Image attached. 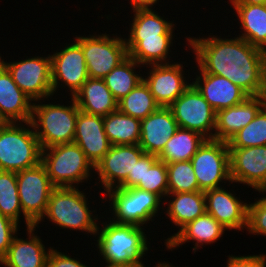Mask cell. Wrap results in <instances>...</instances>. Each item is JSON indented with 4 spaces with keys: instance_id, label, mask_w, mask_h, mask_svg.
<instances>
[{
    "instance_id": "6da1fadb",
    "label": "cell",
    "mask_w": 266,
    "mask_h": 267,
    "mask_svg": "<svg viewBox=\"0 0 266 267\" xmlns=\"http://www.w3.org/2000/svg\"><path fill=\"white\" fill-rule=\"evenodd\" d=\"M221 37L186 36L196 67L227 78L249 96L266 94V52L238 36Z\"/></svg>"
},
{
    "instance_id": "7a4b0ae2",
    "label": "cell",
    "mask_w": 266,
    "mask_h": 267,
    "mask_svg": "<svg viewBox=\"0 0 266 267\" xmlns=\"http://www.w3.org/2000/svg\"><path fill=\"white\" fill-rule=\"evenodd\" d=\"M107 219L99 223L95 235L97 240L94 239L99 256H102L107 265L144 264L142 259L150 248L145 228Z\"/></svg>"
},
{
    "instance_id": "3957f363",
    "label": "cell",
    "mask_w": 266,
    "mask_h": 267,
    "mask_svg": "<svg viewBox=\"0 0 266 267\" xmlns=\"http://www.w3.org/2000/svg\"><path fill=\"white\" fill-rule=\"evenodd\" d=\"M86 194L79 190V187H56L47 204L46 211L42 219L35 225L39 228V223L46 220L54 223L55 226L70 231L78 230L95 236L99 224L98 214L94 215L97 209L91 211L90 200ZM98 221V223H97Z\"/></svg>"
},
{
    "instance_id": "277c9868",
    "label": "cell",
    "mask_w": 266,
    "mask_h": 267,
    "mask_svg": "<svg viewBox=\"0 0 266 267\" xmlns=\"http://www.w3.org/2000/svg\"><path fill=\"white\" fill-rule=\"evenodd\" d=\"M70 98V105L67 106L53 102L45 104L44 99V104L41 100L33 102L30 122L42 149L74 141L79 107L75 99Z\"/></svg>"
},
{
    "instance_id": "5b68a950",
    "label": "cell",
    "mask_w": 266,
    "mask_h": 267,
    "mask_svg": "<svg viewBox=\"0 0 266 267\" xmlns=\"http://www.w3.org/2000/svg\"><path fill=\"white\" fill-rule=\"evenodd\" d=\"M41 153L31 122H9L0 128V171L34 167L41 162Z\"/></svg>"
},
{
    "instance_id": "8992f818",
    "label": "cell",
    "mask_w": 266,
    "mask_h": 267,
    "mask_svg": "<svg viewBox=\"0 0 266 267\" xmlns=\"http://www.w3.org/2000/svg\"><path fill=\"white\" fill-rule=\"evenodd\" d=\"M41 163L55 187H79L95 174V166L74 142L42 149Z\"/></svg>"
},
{
    "instance_id": "52a82bcc",
    "label": "cell",
    "mask_w": 266,
    "mask_h": 267,
    "mask_svg": "<svg viewBox=\"0 0 266 267\" xmlns=\"http://www.w3.org/2000/svg\"><path fill=\"white\" fill-rule=\"evenodd\" d=\"M102 194L108 197V200L106 197H104V200H106V203L108 201V206H110L108 209L113 212L111 214L113 217L109 220L119 224L145 227L148 222L154 221V217L158 216L156 215L158 211L160 209L163 211L164 207V201L158 195L136 187L112 188Z\"/></svg>"
},
{
    "instance_id": "ba28073f",
    "label": "cell",
    "mask_w": 266,
    "mask_h": 267,
    "mask_svg": "<svg viewBox=\"0 0 266 267\" xmlns=\"http://www.w3.org/2000/svg\"><path fill=\"white\" fill-rule=\"evenodd\" d=\"M111 35L94 33L73 38L83 50L90 78L103 79L128 56L124 37Z\"/></svg>"
},
{
    "instance_id": "9c48e42d",
    "label": "cell",
    "mask_w": 266,
    "mask_h": 267,
    "mask_svg": "<svg viewBox=\"0 0 266 267\" xmlns=\"http://www.w3.org/2000/svg\"><path fill=\"white\" fill-rule=\"evenodd\" d=\"M190 162L200 191L224 187L223 182L231 186L230 153L226 141L206 139Z\"/></svg>"
},
{
    "instance_id": "30bf717a",
    "label": "cell",
    "mask_w": 266,
    "mask_h": 267,
    "mask_svg": "<svg viewBox=\"0 0 266 267\" xmlns=\"http://www.w3.org/2000/svg\"><path fill=\"white\" fill-rule=\"evenodd\" d=\"M20 205L26 228L35 226L43 217L49 197L56 188L44 167L38 165L16 172Z\"/></svg>"
},
{
    "instance_id": "8fae6325",
    "label": "cell",
    "mask_w": 266,
    "mask_h": 267,
    "mask_svg": "<svg viewBox=\"0 0 266 267\" xmlns=\"http://www.w3.org/2000/svg\"><path fill=\"white\" fill-rule=\"evenodd\" d=\"M27 58L9 63L0 56V63L11 74L17 86L33 101L52 98L50 54Z\"/></svg>"
},
{
    "instance_id": "7c38bea8",
    "label": "cell",
    "mask_w": 266,
    "mask_h": 267,
    "mask_svg": "<svg viewBox=\"0 0 266 267\" xmlns=\"http://www.w3.org/2000/svg\"><path fill=\"white\" fill-rule=\"evenodd\" d=\"M178 126L214 138L216 111L191 84L170 106Z\"/></svg>"
},
{
    "instance_id": "4fadbf2b",
    "label": "cell",
    "mask_w": 266,
    "mask_h": 267,
    "mask_svg": "<svg viewBox=\"0 0 266 267\" xmlns=\"http://www.w3.org/2000/svg\"><path fill=\"white\" fill-rule=\"evenodd\" d=\"M50 57L53 95L59 88L67 87L73 97L89 78L81 46L76 41L66 43L63 49L53 52Z\"/></svg>"
},
{
    "instance_id": "5bb4252c",
    "label": "cell",
    "mask_w": 266,
    "mask_h": 267,
    "mask_svg": "<svg viewBox=\"0 0 266 267\" xmlns=\"http://www.w3.org/2000/svg\"><path fill=\"white\" fill-rule=\"evenodd\" d=\"M173 62L148 65L147 76L143 75V80L160 107H169L192 84L189 82L191 79H186L191 77L184 76L183 63Z\"/></svg>"
},
{
    "instance_id": "9a60e30c",
    "label": "cell",
    "mask_w": 266,
    "mask_h": 267,
    "mask_svg": "<svg viewBox=\"0 0 266 267\" xmlns=\"http://www.w3.org/2000/svg\"><path fill=\"white\" fill-rule=\"evenodd\" d=\"M145 152L138 145H111L109 151L95 165V174L98 180L96 186L104 189L103 192L119 187L128 174H132L135 163Z\"/></svg>"
},
{
    "instance_id": "2e32d148",
    "label": "cell",
    "mask_w": 266,
    "mask_h": 267,
    "mask_svg": "<svg viewBox=\"0 0 266 267\" xmlns=\"http://www.w3.org/2000/svg\"><path fill=\"white\" fill-rule=\"evenodd\" d=\"M229 153L232 184H244L260 192L266 185V145L229 148Z\"/></svg>"
},
{
    "instance_id": "e0dca14e",
    "label": "cell",
    "mask_w": 266,
    "mask_h": 267,
    "mask_svg": "<svg viewBox=\"0 0 266 267\" xmlns=\"http://www.w3.org/2000/svg\"><path fill=\"white\" fill-rule=\"evenodd\" d=\"M206 213L212 215L229 230H246L248 204L225 187L210 189L204 192Z\"/></svg>"
},
{
    "instance_id": "ac0fdd59",
    "label": "cell",
    "mask_w": 266,
    "mask_h": 267,
    "mask_svg": "<svg viewBox=\"0 0 266 267\" xmlns=\"http://www.w3.org/2000/svg\"><path fill=\"white\" fill-rule=\"evenodd\" d=\"M192 84L202 94L210 106L217 112L221 109L242 103L249 95L227 78L204 73L199 67ZM200 72V73H199Z\"/></svg>"
},
{
    "instance_id": "d6986e66",
    "label": "cell",
    "mask_w": 266,
    "mask_h": 267,
    "mask_svg": "<svg viewBox=\"0 0 266 267\" xmlns=\"http://www.w3.org/2000/svg\"><path fill=\"white\" fill-rule=\"evenodd\" d=\"M73 142L83 150L95 166L111 147L104 131L103 117L79 110Z\"/></svg>"
},
{
    "instance_id": "ffe728a7",
    "label": "cell",
    "mask_w": 266,
    "mask_h": 267,
    "mask_svg": "<svg viewBox=\"0 0 266 267\" xmlns=\"http://www.w3.org/2000/svg\"><path fill=\"white\" fill-rule=\"evenodd\" d=\"M266 104V94L248 96L242 103L216 112L214 140L226 141L246 127Z\"/></svg>"
},
{
    "instance_id": "44dd1931",
    "label": "cell",
    "mask_w": 266,
    "mask_h": 267,
    "mask_svg": "<svg viewBox=\"0 0 266 267\" xmlns=\"http://www.w3.org/2000/svg\"><path fill=\"white\" fill-rule=\"evenodd\" d=\"M179 126L169 107H159L141 120L139 146L145 153L158 156Z\"/></svg>"
},
{
    "instance_id": "7402d4cb",
    "label": "cell",
    "mask_w": 266,
    "mask_h": 267,
    "mask_svg": "<svg viewBox=\"0 0 266 267\" xmlns=\"http://www.w3.org/2000/svg\"><path fill=\"white\" fill-rule=\"evenodd\" d=\"M228 229L219 223L212 215L205 213L195 220L187 223L177 233L168 236L164 244L166 249L175 250L186 242H195L192 251L194 253L203 245H210L220 240ZM180 245V246H179Z\"/></svg>"
},
{
    "instance_id": "603a6c76",
    "label": "cell",
    "mask_w": 266,
    "mask_h": 267,
    "mask_svg": "<svg viewBox=\"0 0 266 267\" xmlns=\"http://www.w3.org/2000/svg\"><path fill=\"white\" fill-rule=\"evenodd\" d=\"M35 229V226L26 228L28 238L25 240L18 234L13 238L7 254L0 260L3 267H46L52 247H45Z\"/></svg>"
},
{
    "instance_id": "cb8c5ba5",
    "label": "cell",
    "mask_w": 266,
    "mask_h": 267,
    "mask_svg": "<svg viewBox=\"0 0 266 267\" xmlns=\"http://www.w3.org/2000/svg\"><path fill=\"white\" fill-rule=\"evenodd\" d=\"M13 81L11 74L0 63V115L9 122H30L33 103Z\"/></svg>"
},
{
    "instance_id": "d4e9b609",
    "label": "cell",
    "mask_w": 266,
    "mask_h": 267,
    "mask_svg": "<svg viewBox=\"0 0 266 267\" xmlns=\"http://www.w3.org/2000/svg\"><path fill=\"white\" fill-rule=\"evenodd\" d=\"M73 98L79 110L88 114L105 117L118 110V101L103 79L89 77Z\"/></svg>"
},
{
    "instance_id": "484cf974",
    "label": "cell",
    "mask_w": 266,
    "mask_h": 267,
    "mask_svg": "<svg viewBox=\"0 0 266 267\" xmlns=\"http://www.w3.org/2000/svg\"><path fill=\"white\" fill-rule=\"evenodd\" d=\"M166 198L163 201H165L164 204L166 203L165 206L167 207H165L166 210L163 209L165 211L163 214L179 228L177 231L206 213L204 191L168 193Z\"/></svg>"
},
{
    "instance_id": "4316f807",
    "label": "cell",
    "mask_w": 266,
    "mask_h": 267,
    "mask_svg": "<svg viewBox=\"0 0 266 267\" xmlns=\"http://www.w3.org/2000/svg\"><path fill=\"white\" fill-rule=\"evenodd\" d=\"M235 10L240 38L266 52V4L231 5ZM243 30V31H242Z\"/></svg>"
},
{
    "instance_id": "83f0119b",
    "label": "cell",
    "mask_w": 266,
    "mask_h": 267,
    "mask_svg": "<svg viewBox=\"0 0 266 267\" xmlns=\"http://www.w3.org/2000/svg\"><path fill=\"white\" fill-rule=\"evenodd\" d=\"M133 20L129 23V34L124 40H143L151 37H174L175 24L167 20L165 16L161 17L153 8L132 10ZM165 18V19H164Z\"/></svg>"
},
{
    "instance_id": "f1b7e54d",
    "label": "cell",
    "mask_w": 266,
    "mask_h": 267,
    "mask_svg": "<svg viewBox=\"0 0 266 267\" xmlns=\"http://www.w3.org/2000/svg\"><path fill=\"white\" fill-rule=\"evenodd\" d=\"M174 38L151 37L143 40H125V43L128 55L145 68L146 65L172 63L169 54L170 47L177 42Z\"/></svg>"
},
{
    "instance_id": "f546056e",
    "label": "cell",
    "mask_w": 266,
    "mask_h": 267,
    "mask_svg": "<svg viewBox=\"0 0 266 267\" xmlns=\"http://www.w3.org/2000/svg\"><path fill=\"white\" fill-rule=\"evenodd\" d=\"M205 140L200 133L179 127L157 156L158 160L166 164L190 161Z\"/></svg>"
},
{
    "instance_id": "4dcf8cb0",
    "label": "cell",
    "mask_w": 266,
    "mask_h": 267,
    "mask_svg": "<svg viewBox=\"0 0 266 267\" xmlns=\"http://www.w3.org/2000/svg\"><path fill=\"white\" fill-rule=\"evenodd\" d=\"M103 125L111 145H135L140 142V119L116 110L103 117Z\"/></svg>"
},
{
    "instance_id": "1f68e13d",
    "label": "cell",
    "mask_w": 266,
    "mask_h": 267,
    "mask_svg": "<svg viewBox=\"0 0 266 267\" xmlns=\"http://www.w3.org/2000/svg\"><path fill=\"white\" fill-rule=\"evenodd\" d=\"M144 67L129 55L118 64L103 80L114 98L119 101L125 97L142 80L144 74H137L136 68Z\"/></svg>"
},
{
    "instance_id": "d6a6232c",
    "label": "cell",
    "mask_w": 266,
    "mask_h": 267,
    "mask_svg": "<svg viewBox=\"0 0 266 267\" xmlns=\"http://www.w3.org/2000/svg\"><path fill=\"white\" fill-rule=\"evenodd\" d=\"M159 107L144 80L118 101L120 112L140 120L145 119Z\"/></svg>"
},
{
    "instance_id": "836d02e7",
    "label": "cell",
    "mask_w": 266,
    "mask_h": 267,
    "mask_svg": "<svg viewBox=\"0 0 266 267\" xmlns=\"http://www.w3.org/2000/svg\"><path fill=\"white\" fill-rule=\"evenodd\" d=\"M136 188L158 195L161 199H166L168 194L167 165L158 160V157L145 153V175Z\"/></svg>"
},
{
    "instance_id": "e575fe53",
    "label": "cell",
    "mask_w": 266,
    "mask_h": 267,
    "mask_svg": "<svg viewBox=\"0 0 266 267\" xmlns=\"http://www.w3.org/2000/svg\"><path fill=\"white\" fill-rule=\"evenodd\" d=\"M0 213L15 223L21 224L20 217L23 212L19 200L16 172L0 171Z\"/></svg>"
},
{
    "instance_id": "d590c367",
    "label": "cell",
    "mask_w": 266,
    "mask_h": 267,
    "mask_svg": "<svg viewBox=\"0 0 266 267\" xmlns=\"http://www.w3.org/2000/svg\"><path fill=\"white\" fill-rule=\"evenodd\" d=\"M229 148H245L266 145V104L255 118L235 133L227 142Z\"/></svg>"
},
{
    "instance_id": "8d00e7d4",
    "label": "cell",
    "mask_w": 266,
    "mask_h": 267,
    "mask_svg": "<svg viewBox=\"0 0 266 267\" xmlns=\"http://www.w3.org/2000/svg\"><path fill=\"white\" fill-rule=\"evenodd\" d=\"M166 165L168 193L200 191L190 161L172 162Z\"/></svg>"
},
{
    "instance_id": "74e56055",
    "label": "cell",
    "mask_w": 266,
    "mask_h": 267,
    "mask_svg": "<svg viewBox=\"0 0 266 267\" xmlns=\"http://www.w3.org/2000/svg\"><path fill=\"white\" fill-rule=\"evenodd\" d=\"M246 231L252 235L266 236V198L262 196L248 204Z\"/></svg>"
},
{
    "instance_id": "f35d334b",
    "label": "cell",
    "mask_w": 266,
    "mask_h": 267,
    "mask_svg": "<svg viewBox=\"0 0 266 267\" xmlns=\"http://www.w3.org/2000/svg\"><path fill=\"white\" fill-rule=\"evenodd\" d=\"M20 225L0 213V260L7 254L13 238L20 231Z\"/></svg>"
},
{
    "instance_id": "ab89813d",
    "label": "cell",
    "mask_w": 266,
    "mask_h": 267,
    "mask_svg": "<svg viewBox=\"0 0 266 267\" xmlns=\"http://www.w3.org/2000/svg\"><path fill=\"white\" fill-rule=\"evenodd\" d=\"M66 254L52 247L47 257L46 267H90L80 262L78 258L75 259Z\"/></svg>"
},
{
    "instance_id": "60d3db41",
    "label": "cell",
    "mask_w": 266,
    "mask_h": 267,
    "mask_svg": "<svg viewBox=\"0 0 266 267\" xmlns=\"http://www.w3.org/2000/svg\"><path fill=\"white\" fill-rule=\"evenodd\" d=\"M226 267H266V254L247 256L229 255Z\"/></svg>"
},
{
    "instance_id": "b9f144b4",
    "label": "cell",
    "mask_w": 266,
    "mask_h": 267,
    "mask_svg": "<svg viewBox=\"0 0 266 267\" xmlns=\"http://www.w3.org/2000/svg\"><path fill=\"white\" fill-rule=\"evenodd\" d=\"M145 175V153L138 159L132 170V174H128L127 179L118 188H133L140 181H143Z\"/></svg>"
},
{
    "instance_id": "7bdbcfd3",
    "label": "cell",
    "mask_w": 266,
    "mask_h": 267,
    "mask_svg": "<svg viewBox=\"0 0 266 267\" xmlns=\"http://www.w3.org/2000/svg\"><path fill=\"white\" fill-rule=\"evenodd\" d=\"M159 0H130V6L134 9H147L153 8Z\"/></svg>"
},
{
    "instance_id": "ee69618b",
    "label": "cell",
    "mask_w": 266,
    "mask_h": 267,
    "mask_svg": "<svg viewBox=\"0 0 266 267\" xmlns=\"http://www.w3.org/2000/svg\"><path fill=\"white\" fill-rule=\"evenodd\" d=\"M231 5L266 4V0H229Z\"/></svg>"
},
{
    "instance_id": "f6af8a7d",
    "label": "cell",
    "mask_w": 266,
    "mask_h": 267,
    "mask_svg": "<svg viewBox=\"0 0 266 267\" xmlns=\"http://www.w3.org/2000/svg\"><path fill=\"white\" fill-rule=\"evenodd\" d=\"M105 267H146V266H144V264L133 263V264H128V265H107V264H105Z\"/></svg>"
},
{
    "instance_id": "bcb514c9",
    "label": "cell",
    "mask_w": 266,
    "mask_h": 267,
    "mask_svg": "<svg viewBox=\"0 0 266 267\" xmlns=\"http://www.w3.org/2000/svg\"><path fill=\"white\" fill-rule=\"evenodd\" d=\"M157 263L158 264L155 265L156 267H173L172 264L171 265L169 264L170 262H165V261L161 262V261H159Z\"/></svg>"
},
{
    "instance_id": "7dc6e473",
    "label": "cell",
    "mask_w": 266,
    "mask_h": 267,
    "mask_svg": "<svg viewBox=\"0 0 266 267\" xmlns=\"http://www.w3.org/2000/svg\"><path fill=\"white\" fill-rule=\"evenodd\" d=\"M262 193V195L266 198V185L260 190V192H259V194H261Z\"/></svg>"
},
{
    "instance_id": "c3c4849f",
    "label": "cell",
    "mask_w": 266,
    "mask_h": 267,
    "mask_svg": "<svg viewBox=\"0 0 266 267\" xmlns=\"http://www.w3.org/2000/svg\"><path fill=\"white\" fill-rule=\"evenodd\" d=\"M6 123V121L0 115V128Z\"/></svg>"
}]
</instances>
